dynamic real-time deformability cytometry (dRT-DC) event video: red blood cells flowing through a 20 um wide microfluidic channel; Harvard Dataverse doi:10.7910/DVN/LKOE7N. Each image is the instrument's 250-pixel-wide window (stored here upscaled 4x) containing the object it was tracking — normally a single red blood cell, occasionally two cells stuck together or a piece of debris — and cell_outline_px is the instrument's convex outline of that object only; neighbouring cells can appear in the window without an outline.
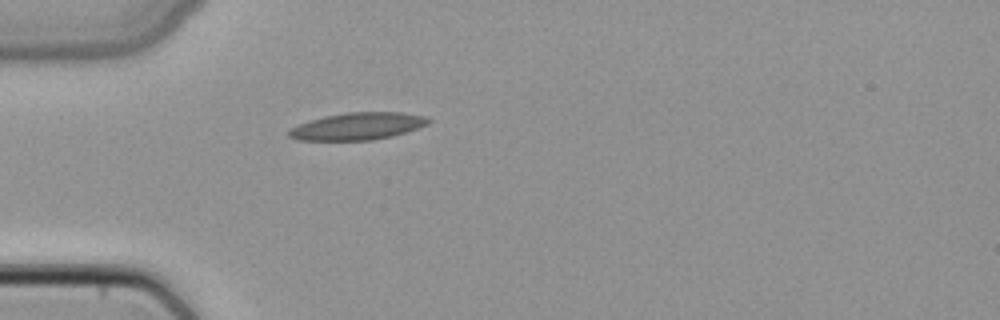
{"species": "common noctule bat (a hibernating species)", "species_latin": "Nyctalus noctula", "temperature_condition": "cold", "stored_images_in_passage": 3, "camera_frame_rate_fps": 3000, "um_per_image_px": 0.085, "animal": {"sex": "female", "body_mass_g": 22.7, "forearm_length_mm": 54.2}, "frame": {"image": 1, "passage_image": 3, "time_ms": 0.667, "image_size_px": [1000, 320], "cell_outline_px": [[432, 120], [428, 124], [392, 136], [372, 140], [296, 140], [288, 136], [288, 128], [308, 120], [324, 116], [348, 112], [400, 112], [424, 116]], "centroid_in_image_um": [30.34, 10.73], "position_along_channel_um": 54.7, "area_um2": 22.14}}